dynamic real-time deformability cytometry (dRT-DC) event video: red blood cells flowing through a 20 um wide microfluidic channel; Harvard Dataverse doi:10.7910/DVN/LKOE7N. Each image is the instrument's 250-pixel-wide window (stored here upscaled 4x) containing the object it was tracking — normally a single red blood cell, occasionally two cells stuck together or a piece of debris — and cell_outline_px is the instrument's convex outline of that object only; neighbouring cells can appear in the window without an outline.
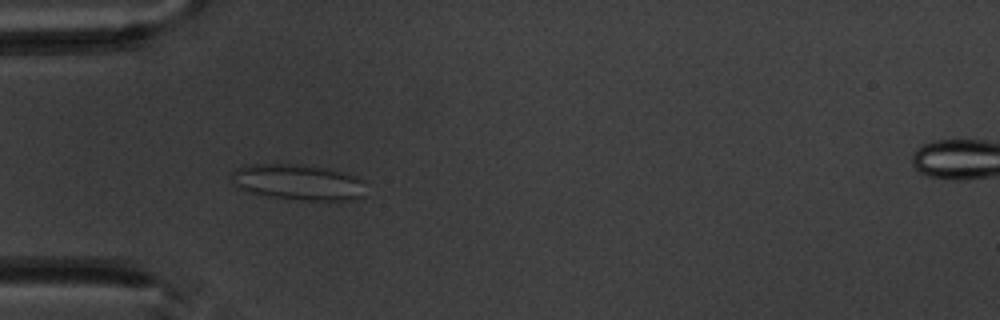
{"species": "common noctule bat (a hibernating species)", "species_latin": "Nyctalus noctula", "temperature_condition": "warm", "stored_images_in_passage": 9, "camera_frame_rate_fps": 3000, "um_per_image_px": 0.085, "animal": {"sex": "male", "body_mass_g": 20.1, "forearm_length_mm": 53.5}, "frame": {"image": 1, "passage_image": 3, "time_ms": 2.333, "image_size_px": [1000, 320], "cell_outline_px": [[364, 196], [352, 200], [300, 200], [272, 196], [252, 192], [236, 188], [232, 176], [232, 172], [236, 168], [252, 164], [300, 164], [324, 168], [356, 176], [364, 180]], "centroid_in_image_um": [25.36, 15.48], "position_along_channel_um": 59.6, "area_um2": 27.8}}
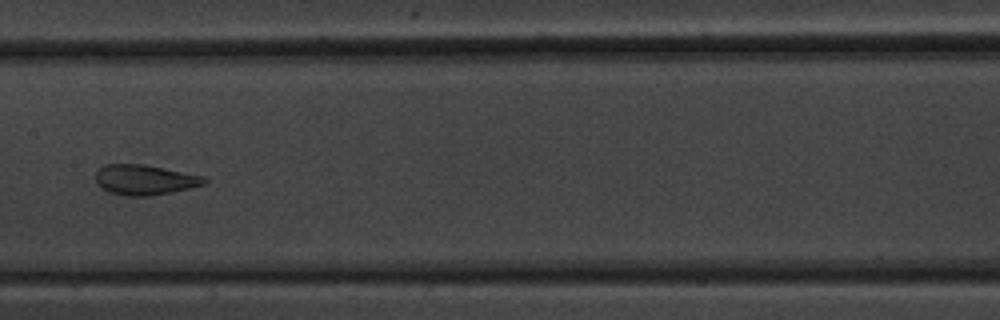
{"frame": {"image": 2, "passage_image": 6, "time_ms": 6.0, "image_size_px": [1000, 320], "cell_outline_px": [[208, 180], [204, 184], [172, 192], [148, 196], [128, 196], [108, 192], [100, 188], [96, 184], [96, 172], [104, 164], [144, 164], [204, 176]], "centroid_in_image_um": [12.27, 15.28], "position_along_channel_um": 195.1, "area_um2": 19.13}}
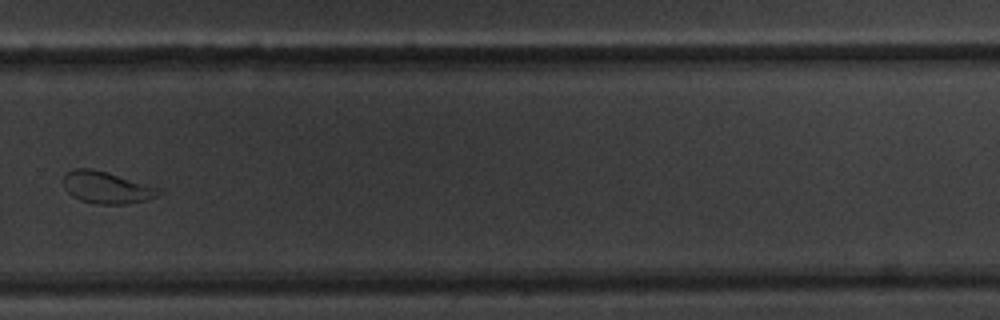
{"frame": {"image": 3, "passage_image": 9, "time_ms": 9.333, "image_size_px": [1000, 320], "cell_outline_px": [[164, 192], [156, 196], [144, 200], [124, 204], [96, 204], [80, 200], [72, 196], [64, 188], [64, 172], [72, 168], [92, 168], [164, 188]], "centroid_in_image_um": [9.08, 15.92], "position_along_channel_um": 320.7, "area_um2": 18.03}}